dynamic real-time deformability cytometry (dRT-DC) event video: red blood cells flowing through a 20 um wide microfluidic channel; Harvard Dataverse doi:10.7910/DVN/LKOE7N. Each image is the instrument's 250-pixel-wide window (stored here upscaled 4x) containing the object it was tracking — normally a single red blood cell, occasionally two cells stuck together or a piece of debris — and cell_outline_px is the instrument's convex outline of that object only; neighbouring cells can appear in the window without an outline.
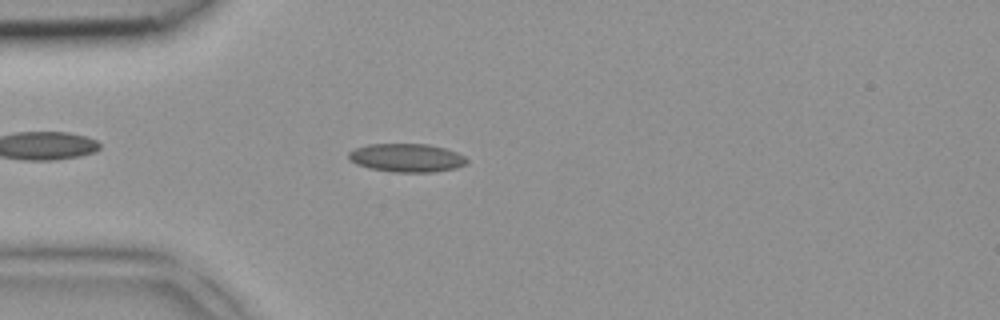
{"species": "common noctule bat (a hibernating species)", "species_latin": "Nyctalus noctula", "temperature_condition": "room temperature", "stored_images_in_passage": 3, "camera_frame_rate_fps": 3000, "um_per_image_px": 0.085, "animal": {"sex": "female", "body_mass_g": 18.4}, "frame": {"image": 1, "passage_image": 3, "time_ms": 0.667, "image_size_px": [1000, 320], "cell_outline_px": [[468, 164], [456, 168], [432, 172], [392, 172], [368, 168], [356, 164], [348, 156], [348, 152], [356, 148], [368, 144], [428, 144], [444, 148], [456, 152], [464, 156], [468, 160]], "centroid_in_image_um": [34.58, 13.42], "position_along_channel_um": 50.4, "area_um2": 19.59}}